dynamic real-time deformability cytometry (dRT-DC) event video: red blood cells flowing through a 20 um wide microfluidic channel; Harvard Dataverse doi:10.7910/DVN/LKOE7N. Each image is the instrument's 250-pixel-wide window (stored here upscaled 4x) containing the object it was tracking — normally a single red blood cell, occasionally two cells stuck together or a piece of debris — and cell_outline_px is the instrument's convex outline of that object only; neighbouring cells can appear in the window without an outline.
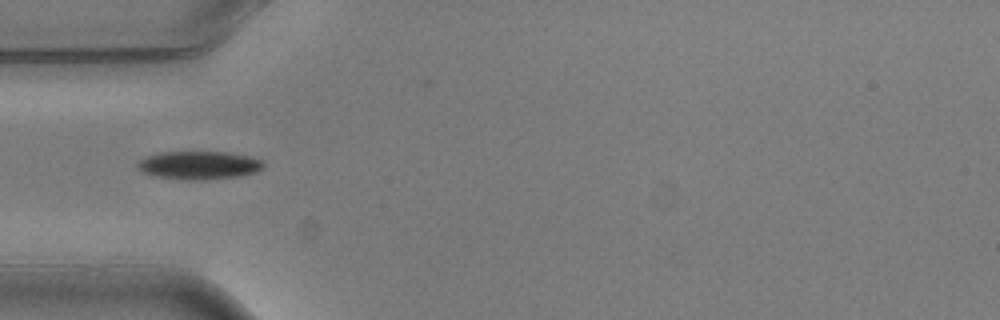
{"species": "common noctule bat (a hibernating species)", "species_latin": "Nyctalus noctula", "temperature_condition": "warm", "stored_images_in_passage": 2, "camera_frame_rate_fps": 3000, "um_per_image_px": 0.085, "animal": {"sex": "male", "body_mass_g": 20.5, "forearm_length_mm": 52.5}, "frame": {"image": 1, "passage_image": 1, "time_ms": 0.0, "image_size_px": [1000, 320], "cell_outline_px": [[264, 168], [256, 172], [236, 176], [204, 180], [188, 180], [156, 176], [144, 172], [136, 168], [136, 164], [140, 160], [148, 156], [160, 152], [228, 152], [248, 156], [260, 160], [264, 164]], "centroid_in_image_um": [16.9, 14.04], "position_along_channel_um": 68.1, "area_um2": 20.52}}
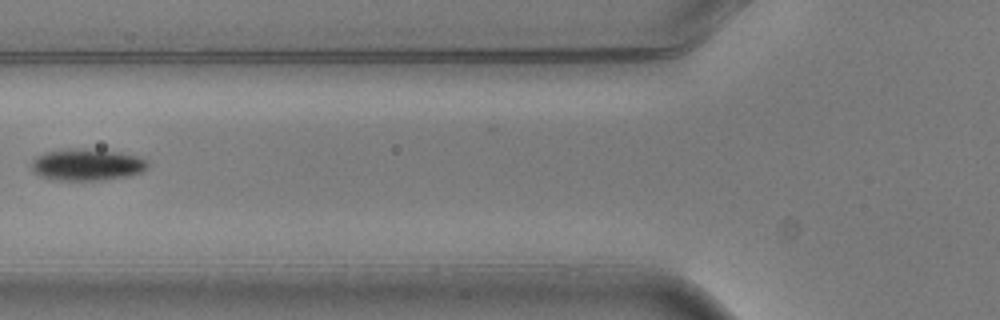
{"frame": {"image": 2, "passage_image": 2, "time_ms": 0.333, "image_size_px": [1000, 320], "cell_outline_px": [[148, 164], [140, 172], [128, 176], [100, 180], [60, 180], [40, 176], [32, 168], [32, 160], [36, 156], [48, 152], [72, 148], [80, 148], [120, 152], [136, 156], [148, 160]], "centroid_in_image_um": [7.39, 13.99], "position_along_channel_um": 118.4, "area_um2": 21.15}}